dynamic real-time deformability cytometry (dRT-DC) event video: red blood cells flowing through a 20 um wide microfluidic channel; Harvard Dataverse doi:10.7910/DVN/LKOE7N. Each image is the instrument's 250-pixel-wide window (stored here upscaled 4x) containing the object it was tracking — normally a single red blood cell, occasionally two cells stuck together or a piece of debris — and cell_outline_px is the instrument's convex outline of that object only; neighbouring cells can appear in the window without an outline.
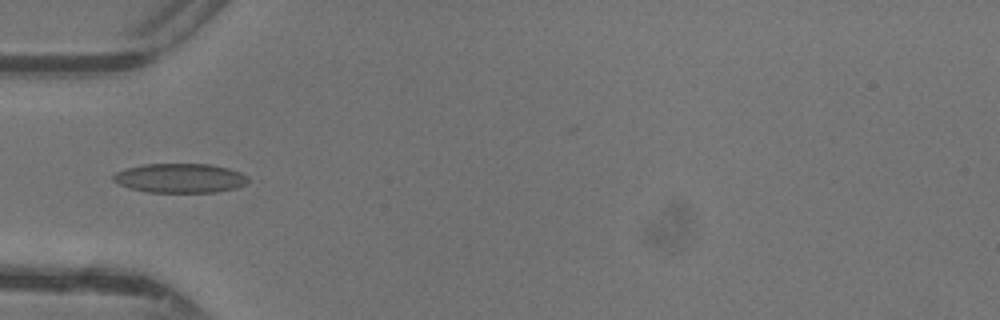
{"species": "common noctule bat (a hibernating species)", "species_latin": "Nyctalus noctula", "temperature_condition": "warm", "stored_images_in_passage": 8, "camera_frame_rate_fps": 3000, "um_per_image_px": 0.085, "animal": {"sex": "female"}, "frame": {"image": 1, "passage_image": 1, "time_ms": 0.0, "image_size_px": [1000, 320], "cell_outline_px": [[248, 180], [244, 184], [236, 188], [216, 192], [148, 192], [128, 188], [112, 180], [112, 176], [116, 172], [124, 168], [144, 164], [212, 164], [228, 168], [240, 172], [248, 176]], "centroid_in_image_um": [15.28, 15.13], "position_along_channel_um": 69.7, "area_um2": 23.12}}
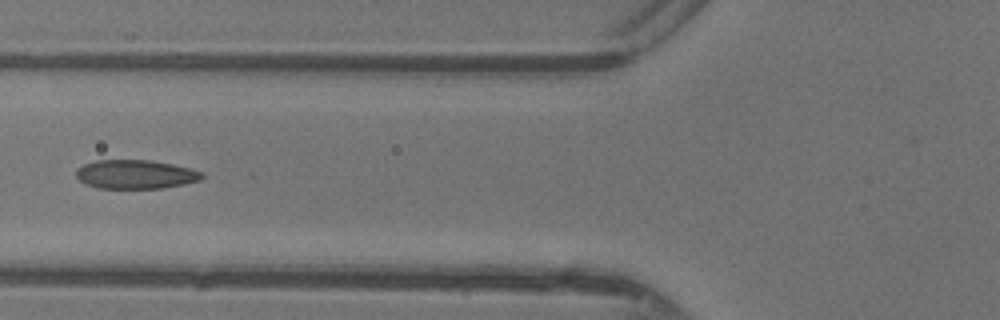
{"frame": {"image": 2, "passage_image": 4, "time_ms": 1.0, "image_size_px": [1000, 320], "cell_outline_px": [[204, 176], [200, 180], [184, 184], [160, 188], [96, 188], [84, 184], [76, 176], [76, 168], [84, 164], [96, 160], [148, 160], [172, 164], [192, 168], [204, 172]], "centroid_in_image_um": [11.52, 14.82], "position_along_channel_um": 114.3, "area_um2": 21.33}}
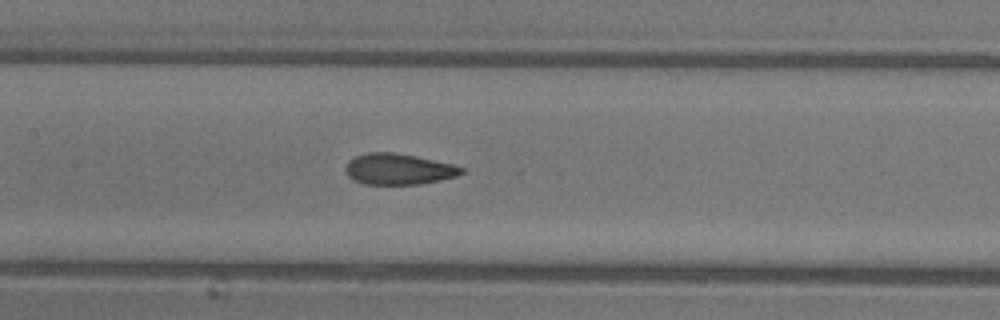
{"frame": {"image": 3, "passage_image": 8, "time_ms": 2.333, "image_size_px": [1000, 320], "cell_outline_px": [[464, 172], [456, 176], [440, 180], [420, 184], [364, 184], [352, 180], [344, 172], [344, 168], [348, 160], [356, 156], [368, 152], [392, 152], [416, 156], [452, 164], [464, 168]], "centroid_in_image_um": [33.82, 14.37], "position_along_channel_um": 173.6, "area_um2": 21.04}}